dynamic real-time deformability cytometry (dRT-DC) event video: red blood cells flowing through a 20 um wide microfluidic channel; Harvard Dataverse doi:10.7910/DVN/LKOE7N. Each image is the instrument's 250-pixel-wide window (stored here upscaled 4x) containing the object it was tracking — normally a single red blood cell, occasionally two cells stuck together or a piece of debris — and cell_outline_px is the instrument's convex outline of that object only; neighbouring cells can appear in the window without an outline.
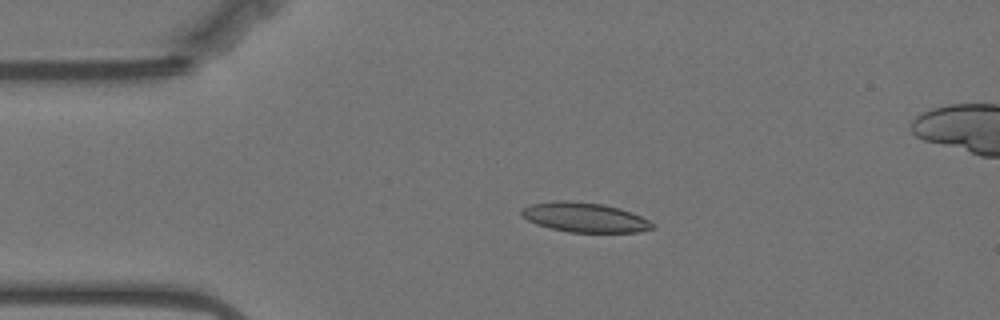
{"species": "Egyptian fruit bat (a non-hibernating species)", "species_latin": "Rousettus aegyptiacus", "temperature_condition": "warm", "stored_images_in_passage": 57, "camera_frame_rate_fps": 3000, "um_per_image_px": 0.085, "animal": {"sex": "female"}, "frame": {"image": 1, "passage_image": 11, "time_ms": 3.333, "image_size_px": [1000, 320], "cell_outline_px": [[656, 228], [640, 232], [568, 232], [536, 224], [520, 216], [520, 208], [532, 204], [552, 200], [564, 200], [604, 204], [620, 208], [632, 212], [656, 224]], "centroid_in_image_um": [49.7, 18.47], "position_along_channel_um": 35.3, "area_um2": 22.83}}
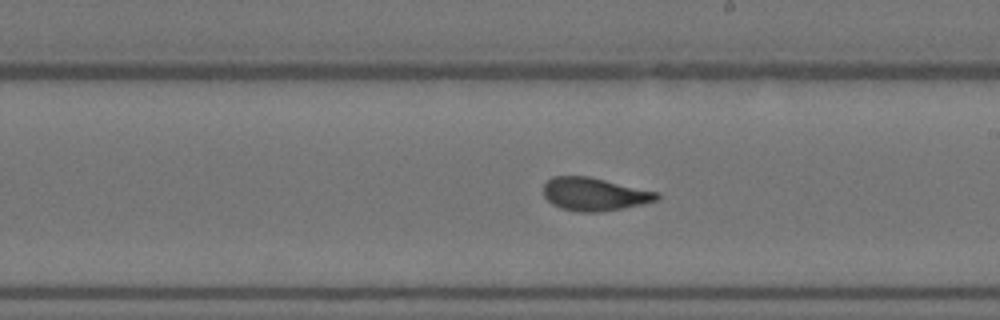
{"frame": {"image": 2, "passage_image": 31, "time_ms": 10.0, "image_size_px": [1000, 320], "cell_outline_px": [[660, 196], [656, 200], [640, 204], [600, 212], [576, 212], [560, 208], [552, 204], [544, 196], [544, 184], [552, 176], [588, 176], [660, 192]], "centroid_in_image_um": [50.5, 16.5], "position_along_channel_um": 238.5, "area_um2": 21.79}}
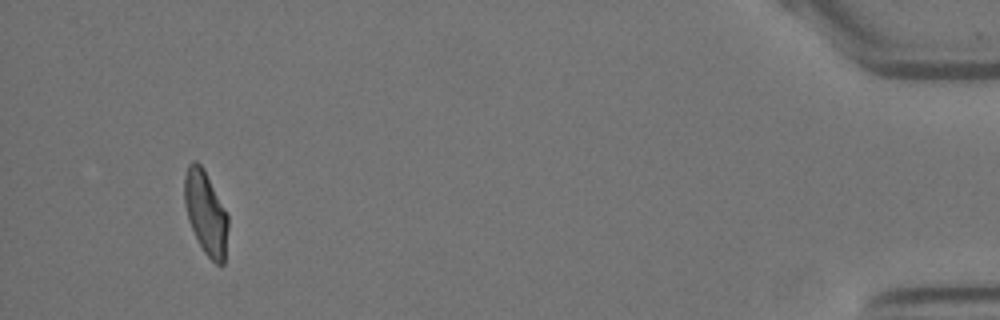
{"frame": {"image": 3, "passage_image": 53, "time_ms": 17.333, "image_size_px": [1000, 320], "cell_outline_px": [[228, 228], [224, 264], [220, 268], [204, 252], [188, 220], [184, 200], [184, 176], [188, 164], [192, 160], [196, 160], [204, 168], [228, 216]], "centroid_in_image_um": [17.49, 18.08], "position_along_channel_um": 417.7, "area_um2": 21.21}, "authors_computed_cell_mechanics": {"area_um2": 21.8484, "velocity_mm_per_s": 3.506, "shape_relaxation_time_tau1_ms": 8.8221, "shape_relaxation_time_tau2_ms": 1.326, "deformation_change_tau1": 0.2319, "deformation_change_tau2": 0.0732}}